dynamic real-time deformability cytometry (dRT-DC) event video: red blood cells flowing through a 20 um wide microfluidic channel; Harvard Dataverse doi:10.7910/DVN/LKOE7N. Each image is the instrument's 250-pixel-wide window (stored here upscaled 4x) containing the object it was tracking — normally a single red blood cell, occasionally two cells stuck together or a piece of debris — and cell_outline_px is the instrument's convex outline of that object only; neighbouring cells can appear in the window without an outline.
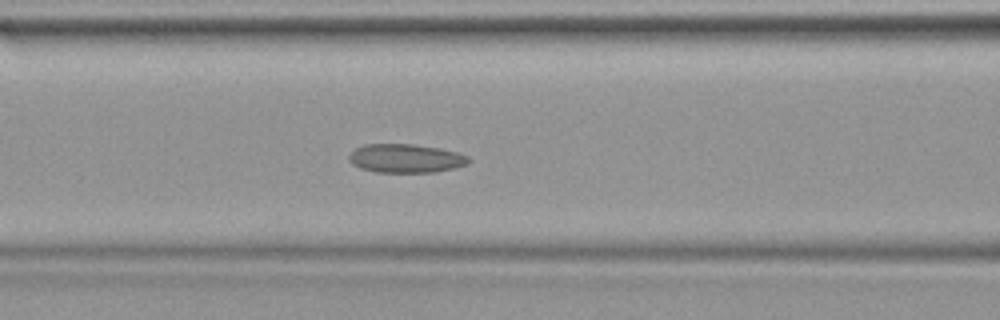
{"species": "common noctule bat (a hibernating species)", "species_latin": "Nyctalus noctula", "temperature_condition": "warm", "stored_images_in_passage": 36, "camera_frame_rate_fps": 3000, "um_per_image_px": 0.085, "animal": {"sex": "female", "body_mass_g": 19.9}, "frame": {"image": 1, "passage_image": 16, "time_ms": 5.0, "image_size_px": [1000, 320], "cell_outline_px": [[468, 164], [456, 168], [432, 172], [376, 172], [360, 168], [352, 164], [348, 160], [348, 156], [356, 148], [364, 144], [412, 144], [440, 148], [456, 152], [468, 156]], "centroid_in_image_um": [34.47, 13.46], "position_along_channel_um": 132.1, "area_um2": 20.0}}